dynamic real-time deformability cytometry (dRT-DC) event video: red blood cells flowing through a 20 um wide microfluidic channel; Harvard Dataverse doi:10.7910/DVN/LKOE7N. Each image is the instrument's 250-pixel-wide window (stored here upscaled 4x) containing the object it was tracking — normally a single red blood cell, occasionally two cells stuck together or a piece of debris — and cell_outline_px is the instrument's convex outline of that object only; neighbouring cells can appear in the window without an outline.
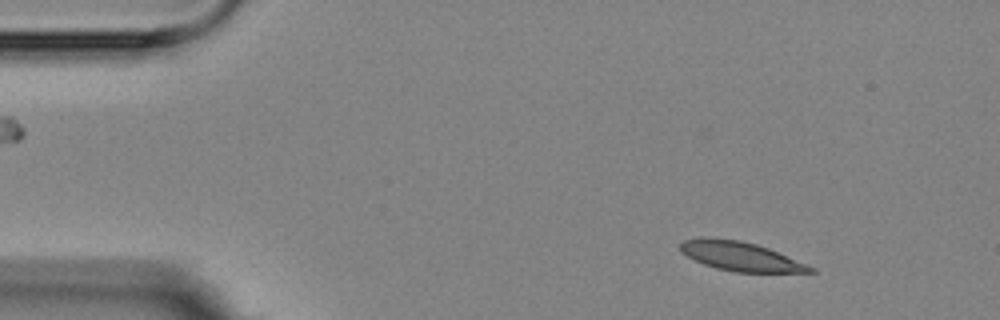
{"species": "Egyptian fruit bat (a non-hibernating species)", "species_latin": "Rousettus aegyptiacus", "temperature_condition": "room temperature", "stored_images_in_passage": 9, "camera_frame_rate_fps": 3000, "um_per_image_px": 0.085, "animal": {"sex": "female"}, "frame": {"image": 1, "passage_image": 1, "time_ms": 0.0, "image_size_px": [1000, 320], "cell_outline_px": [[816, 272], [736, 272], [716, 268], [704, 264], [680, 252], [680, 244], [684, 240], [700, 236], [708, 236], [740, 240], [756, 244], [768, 248], [808, 264], [816, 268]], "centroid_in_image_um": [62.93, 21.77], "position_along_channel_um": 22.1, "area_um2": 22.2}}
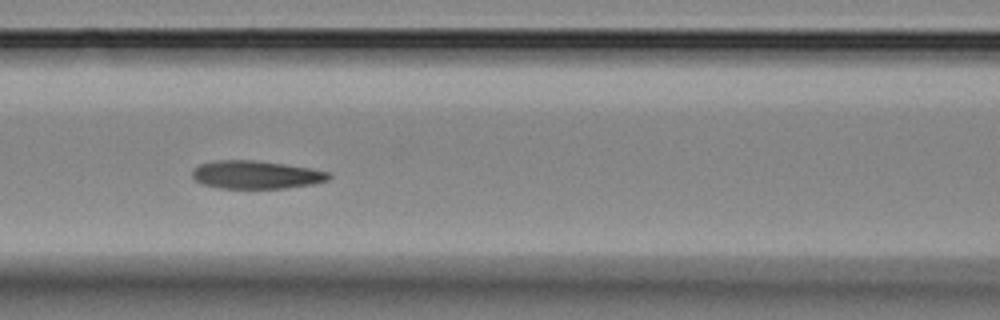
{"frame": {"image": 2, "passage_image": 6, "time_ms": 5.667, "image_size_px": [1000, 320], "cell_outline_px": [[332, 176], [328, 180], [312, 184], [284, 188], [220, 188], [200, 184], [192, 176], [192, 168], [200, 164], [216, 160], [256, 160], [312, 168], [332, 172]], "centroid_in_image_um": [21.77, 14.84], "position_along_channel_um": 144.8, "area_um2": 22.54}}
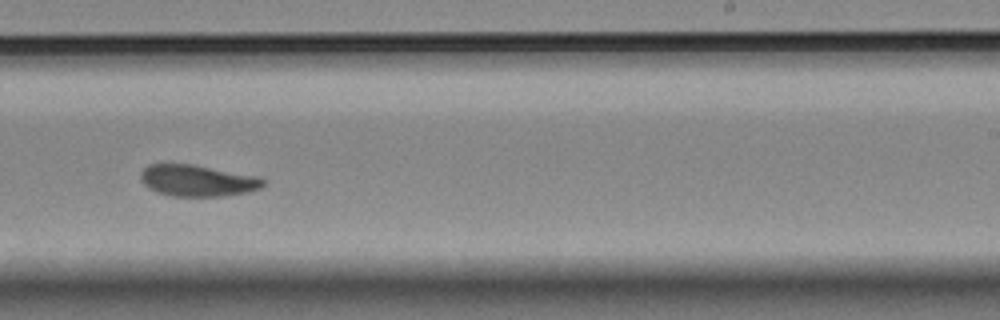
{"frame": {"image": 3, "passage_image": 9, "time_ms": 9.333, "image_size_px": [1000, 320], "cell_outline_px": [[268, 184], [260, 188], [248, 192], [220, 196], [172, 196], [156, 192], [148, 188], [140, 180], [140, 172], [148, 164], [192, 164], [260, 176], [268, 180]], "centroid_in_image_um": [16.83, 15.35], "position_along_channel_um": 272.2, "area_um2": 22.83}}